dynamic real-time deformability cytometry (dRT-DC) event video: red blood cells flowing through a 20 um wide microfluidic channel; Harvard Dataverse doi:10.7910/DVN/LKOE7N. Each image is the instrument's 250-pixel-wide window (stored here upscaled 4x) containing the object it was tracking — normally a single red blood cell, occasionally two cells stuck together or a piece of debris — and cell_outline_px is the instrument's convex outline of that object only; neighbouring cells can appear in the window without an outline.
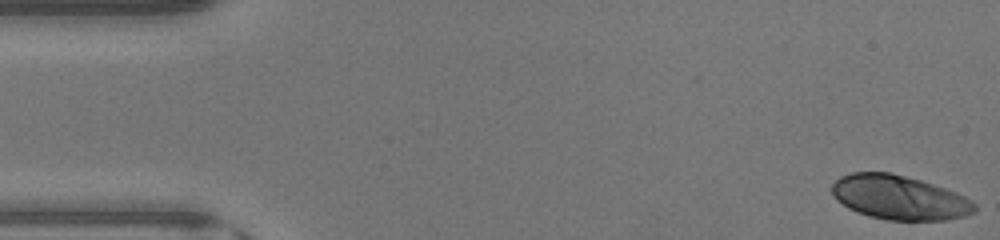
{"species": "human", "species_latin": "Homo sapiens", "temperature_condition": "warm", "stored_images_in_passage": 46, "camera_frame_rate_fps": 3000, "um_per_image_px": 0.085, "donor": {"sex": "male"}, "frame": {"image": 1, "passage_image": 1, "time_ms": 0.0, "image_size_px": [1000, 240], "cell_outline_px": [[976, 212], [968, 216], [948, 220], [888, 220], [868, 216], [856, 212], [848, 208], [836, 200], [832, 192], [832, 184], [840, 176], [852, 172], [892, 172], [920, 180], [956, 192], [972, 200], [976, 204]], "centroid_in_image_um": [76.45, 16.8], "position_along_channel_um": 8.5, "area_um2": 37.11}}
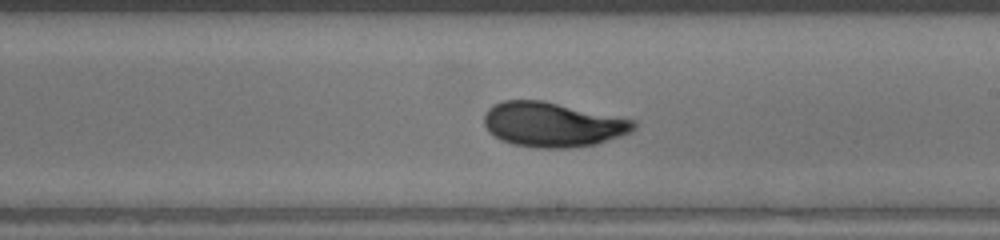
{"frame": {"image": 2, "passage_image": 26, "time_ms": 8.333, "image_size_px": [1000, 240], "cell_outline_px": [[636, 128], [632, 132], [596, 144], [568, 148], [540, 148], [512, 144], [500, 140], [488, 132], [484, 124], [484, 112], [492, 104], [500, 100], [544, 100], [636, 120]], "centroid_in_image_um": [46.95, 10.57], "position_along_channel_um": 242.1, "area_um2": 39.42}}
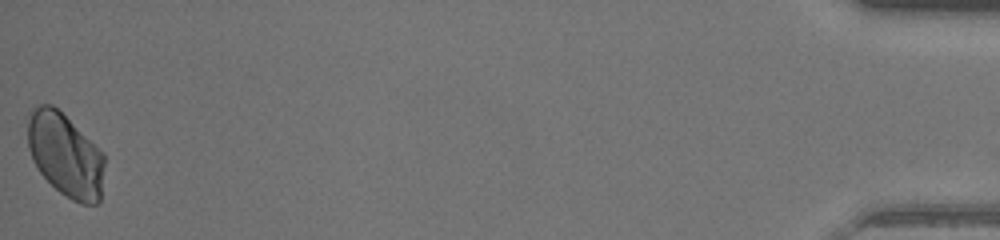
{"frame": {"image": 3, "passage_image": 46, "time_ms": 15.0, "image_size_px": [1000, 240], "cell_outline_px": [[104, 164], [100, 200], [96, 204], [80, 204], [72, 200], [60, 192], [40, 172], [32, 160], [28, 148], [28, 120], [32, 108], [40, 104], [52, 104], [104, 152]], "centroid_in_image_um": [5.56, 13.17], "position_along_channel_um": 429.6, "area_um2": 37.17}, "authors_computed_cell_mechanics": {"area_um2": 37.4833, "velocity_mm_per_s": 4.4408, "shape_relaxation_time_tau1_ms": 4.54, "shape_relaxation_time_tau2_ms": null, "deformation_change_tau1": 0.1529, "deformation_change_tau2": null}}